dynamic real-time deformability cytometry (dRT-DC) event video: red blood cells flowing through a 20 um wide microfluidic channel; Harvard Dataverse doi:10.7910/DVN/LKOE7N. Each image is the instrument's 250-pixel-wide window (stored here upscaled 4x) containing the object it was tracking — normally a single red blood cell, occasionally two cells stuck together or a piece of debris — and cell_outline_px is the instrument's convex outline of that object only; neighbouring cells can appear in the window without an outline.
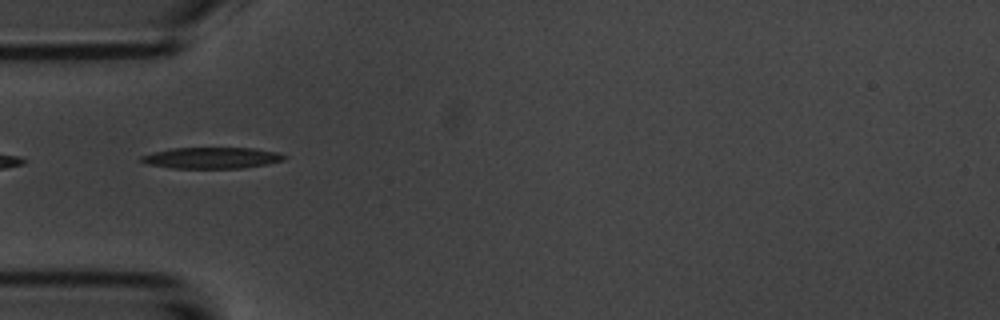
{"species": "common noctule bat (a hibernating species)", "species_latin": "Nyctalus noctula", "temperature_condition": "room temperature", "stored_images_in_passage": 11, "camera_frame_rate_fps": 3000, "um_per_image_px": 0.085, "animal": {"sex": "male", "body_mass_g": 20.1, "forearm_length_mm": 53.5}, "frame": {"image": 1, "passage_image": 1, "time_ms": 0.0, "image_size_px": [1000, 320], "cell_outline_px": [[288, 156], [284, 160], [268, 164], [244, 168], [172, 168], [148, 164], [140, 160], [140, 156], [172, 148], [252, 148], [276, 152]], "centroid_in_image_um": [18.04, 13.42], "position_along_channel_um": 67.0, "area_um2": 17.57}}
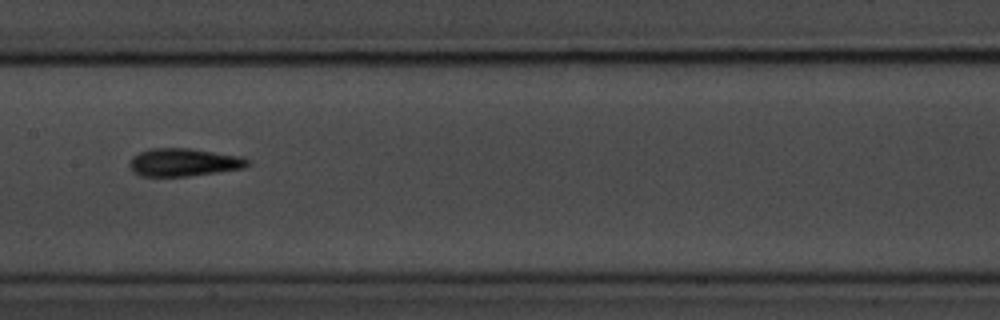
{"frame": {"image": 2, "passage_image": 4, "time_ms": 3.333, "image_size_px": [1000, 320], "cell_outline_px": [[248, 164], [244, 168], [188, 176], [140, 176], [132, 172], [128, 164], [132, 156], [140, 152], [152, 148], [192, 148], [240, 156], [248, 160]], "centroid_in_image_um": [15.56, 13.79], "position_along_channel_um": 191.8, "area_um2": 19.19}}
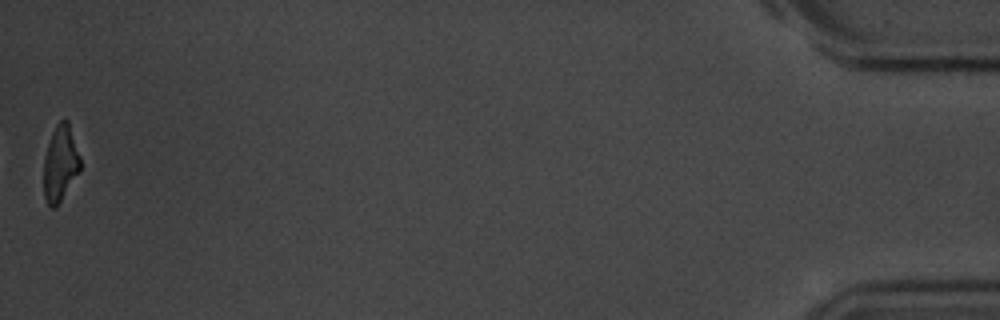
{"frame": {"image": 3, "passage_image": 11, "time_ms": 12.333, "image_size_px": [1000, 320], "cell_outline_px": [[80, 168], [56, 208], [52, 208], [48, 204], [44, 196], [44, 156], [52, 132], [56, 124], [60, 120], [68, 120], [80, 156]], "centroid_in_image_um": [5.11, 13.87], "position_along_channel_um": 430.1, "area_um2": 15.9}, "authors_computed_cell_mechanics": {"area_um2": 17.8024, "velocity_mm_per_s": 3.7116, "shape_relaxation_time_tau1_ms": 3.3599, "shape_relaxation_time_tau2_ms": null, "deformation_change_tau1": 0.1295, "deformation_change_tau2": null}}